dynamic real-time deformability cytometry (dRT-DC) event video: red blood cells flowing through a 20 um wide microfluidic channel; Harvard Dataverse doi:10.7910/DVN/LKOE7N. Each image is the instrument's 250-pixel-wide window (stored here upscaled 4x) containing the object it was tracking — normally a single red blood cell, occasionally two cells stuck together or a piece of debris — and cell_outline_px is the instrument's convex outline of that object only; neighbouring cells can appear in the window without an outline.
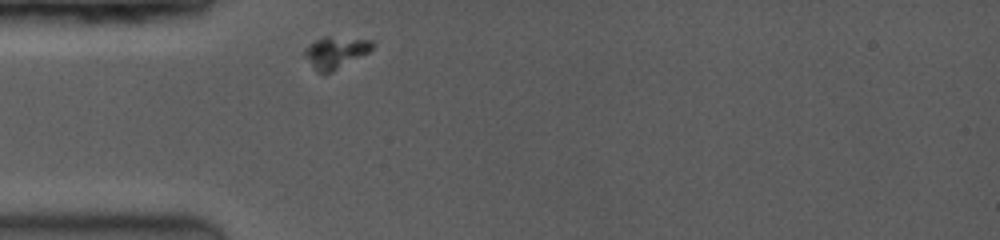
{"species": "common noctule bat (a hibernating species)", "species_latin": "Nyctalus noctula", "temperature_condition": "room temperature", "stored_images_in_passage": 27, "camera_frame_rate_fps": 3500, "um_per_image_px": 0.085, "animal": {"sex": "female", "body_mass_g": 19.0, "forearm_length_mm": 53.3}, "frame": {"image": 1, "passage_image": 1, "time_ms": 0.0, "image_size_px": [1000, 240], "cell_outline_px": [[376, 44], [368, 52], [332, 72], [316, 72], [304, 56], [304, 48], [316, 40], [324, 36], [328, 36], [372, 40]], "centroid_in_image_um": [28.51, 4.44], "position_along_channel_um": 56.5, "area_um2": 12.43}}
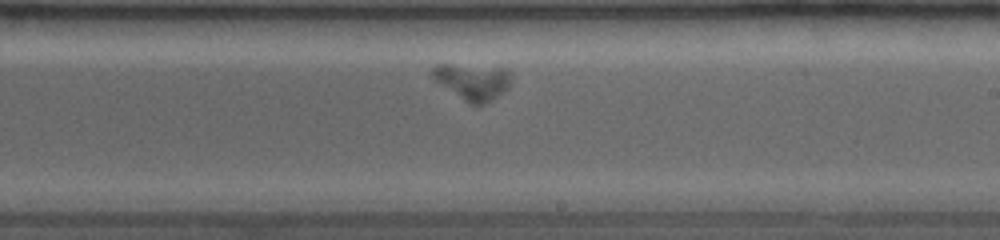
{"frame": {"image": 2, "passage_image": 15, "time_ms": 5.143, "image_size_px": [1000, 240], "cell_outline_px": [[512, 80], [508, 88], [484, 104], [472, 104], [464, 100], [436, 80], [432, 76], [432, 68], [436, 64], [448, 64], [504, 68], [508, 72]], "centroid_in_image_um": [40.19, 6.91], "position_along_channel_um": 248.8, "area_um2": 16.07}}
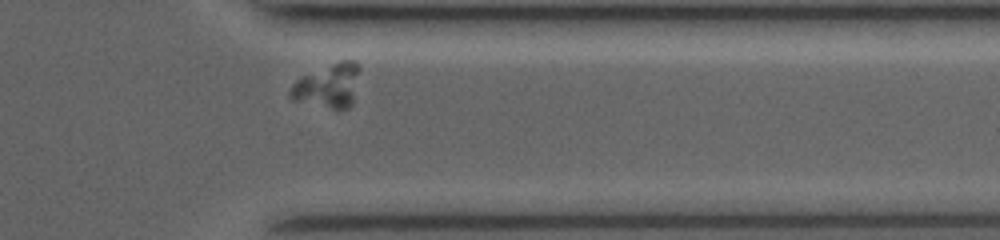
{"frame": {"image": 3, "passage_image": 24, "time_ms": 8.571, "image_size_px": [1000, 240], "cell_outline_px": [[360, 72], [352, 104], [348, 108], [332, 108], [292, 100], [288, 96], [288, 92], [292, 84], [296, 80], [304, 76], [340, 60], [356, 60], [360, 64]], "centroid_in_image_um": [27.92, 7.27], "position_along_channel_um": 383.5, "area_um2": 17.69}}